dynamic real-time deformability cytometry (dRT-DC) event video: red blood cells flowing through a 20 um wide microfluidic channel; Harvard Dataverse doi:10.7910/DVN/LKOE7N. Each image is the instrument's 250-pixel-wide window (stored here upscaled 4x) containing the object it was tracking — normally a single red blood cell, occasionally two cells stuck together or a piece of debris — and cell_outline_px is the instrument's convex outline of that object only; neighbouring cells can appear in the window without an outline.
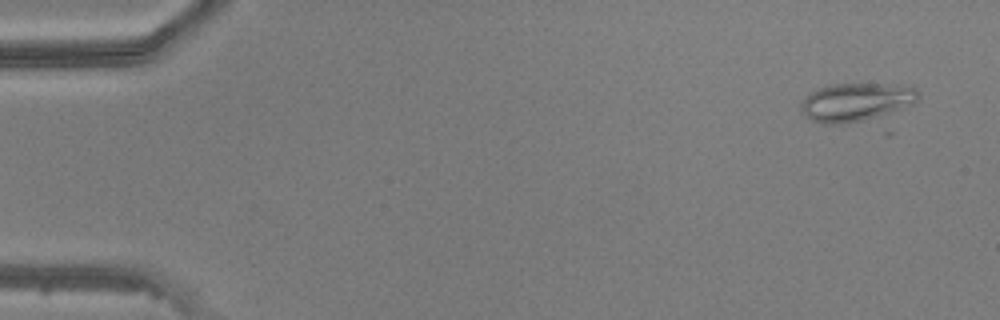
{"species": "common noctule bat (a hibernating species)", "species_latin": "Nyctalus noctula", "temperature_condition": "warm", "stored_images_in_passage": 18, "camera_frame_rate_fps": 3000, "um_per_image_px": 0.085, "animal": {"sex": "male", "body_mass_g": 20.5, "forearm_length_mm": 52.5}, "frame": {"image": 1, "passage_image": 3, "time_ms": 0.667, "image_size_px": [1000, 320], "cell_outline_px": [[920, 96], [912, 104], [888, 112], [860, 120], [840, 124], [824, 124], [812, 120], [800, 112], [800, 100], [812, 92], [820, 88], [832, 84], [884, 84], [916, 88]], "centroid_in_image_um": [72.68, 8.66], "position_along_channel_um": 12.3, "area_um2": 25.49}}